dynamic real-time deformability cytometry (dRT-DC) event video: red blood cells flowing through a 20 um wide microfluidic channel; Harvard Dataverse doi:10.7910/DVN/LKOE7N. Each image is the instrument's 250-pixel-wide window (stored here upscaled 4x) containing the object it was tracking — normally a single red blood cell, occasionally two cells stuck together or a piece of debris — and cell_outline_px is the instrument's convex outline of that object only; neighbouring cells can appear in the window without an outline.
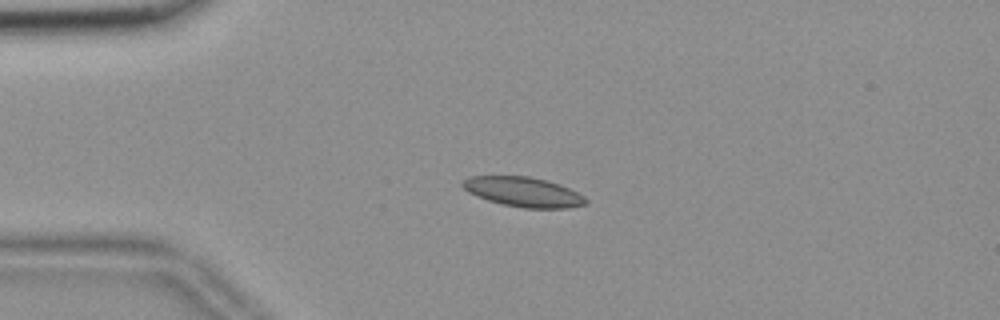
{"species": "common noctule bat (a hibernating species)", "species_latin": "Nyctalus noctula", "temperature_condition": "room temperature", "stored_images_in_passage": 43, "camera_frame_rate_fps": 3000, "um_per_image_px": 0.085, "animal": {"sex": "female", "body_mass_g": 18.4}, "frame": {"image": 1, "passage_image": 1, "time_ms": 0.0, "image_size_px": [1000, 320], "cell_outline_px": [[588, 204], [568, 208], [524, 208], [500, 204], [476, 196], [468, 192], [460, 184], [468, 176], [528, 176], [548, 180], [568, 188], [584, 196], [588, 200]], "centroid_in_image_um": [44.48, 16.32], "position_along_channel_um": 40.5, "area_um2": 21.44}}
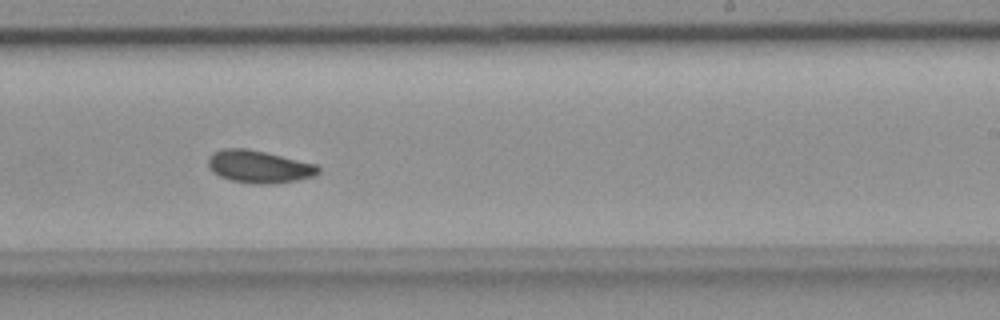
{"frame": {"image": 2, "passage_image": 22, "time_ms": 7.0, "image_size_px": [1000, 320], "cell_outline_px": [[320, 172], [316, 176], [276, 184], [252, 184], [232, 180], [220, 176], [212, 172], [208, 164], [208, 156], [212, 152], [220, 148], [244, 148], [264, 152], [316, 164], [320, 168]], "centroid_in_image_um": [22.0, 14.17], "position_along_channel_um": 267.0, "area_um2": 20.98}}
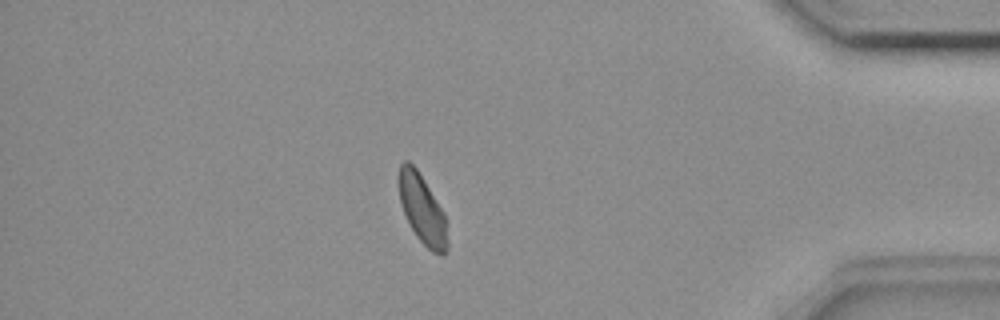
{"frame": {"image": 3, "passage_image": 36, "time_ms": 11.667, "image_size_px": [1000, 320], "cell_outline_px": [[448, 248], [444, 252], [432, 252], [416, 236], [404, 212], [400, 200], [396, 180], [396, 176], [400, 164], [404, 160], [408, 160], [416, 168], [424, 180], [444, 212], [448, 240]], "centroid_in_image_um": [35.85, 17.71], "position_along_channel_um": 399.3, "area_um2": 19.54}, "authors_computed_cell_mechanics": {"area_um2": 20.2878, "velocity_mm_per_s": 3.6223, "shape_relaxation_time_tau1_ms": 7.5271, "shape_relaxation_time_tau2_ms": 7.8157, "deformation_change_tau1": 0.107, "deformation_change_tau2": 0.1076}}